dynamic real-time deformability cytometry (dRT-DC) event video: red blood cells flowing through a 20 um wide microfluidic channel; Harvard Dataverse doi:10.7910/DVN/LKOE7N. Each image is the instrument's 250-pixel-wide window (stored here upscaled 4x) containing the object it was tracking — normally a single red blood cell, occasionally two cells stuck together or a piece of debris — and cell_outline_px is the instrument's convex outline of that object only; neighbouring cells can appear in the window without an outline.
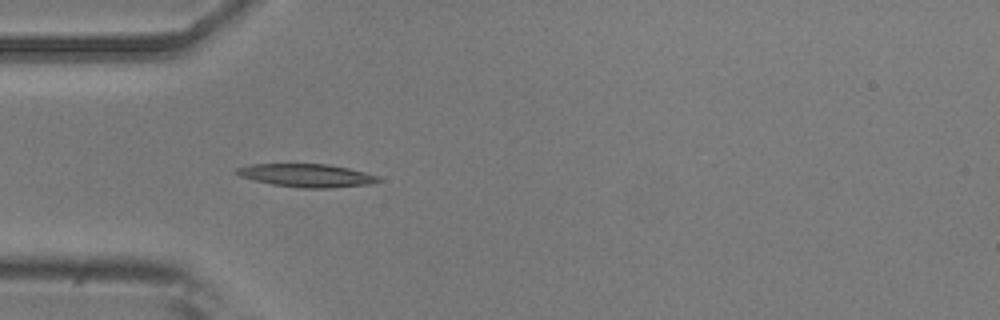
{"species": "common noctule bat (a hibernating species)", "species_latin": "Nyctalus noctula", "temperature_condition": "room temperature", "stored_images_in_passage": 1, "camera_frame_rate_fps": 3000, "um_per_image_px": 0.085, "animal": {"sex": "male", "body_mass_g": 20.5, "forearm_length_mm": 52.5}, "frame": {"image": 1, "passage_image": 1, "time_ms": 0.0, "image_size_px": [1000, 320], "cell_outline_px": [[380, 180], [368, 184], [332, 188], [300, 188], [272, 184], [240, 176], [232, 172], [236, 168], [252, 164], [328, 164], [348, 168], [380, 176]], "centroid_in_image_um": [26.04, 14.91], "position_along_channel_um": 59.0, "area_um2": 19.02}}